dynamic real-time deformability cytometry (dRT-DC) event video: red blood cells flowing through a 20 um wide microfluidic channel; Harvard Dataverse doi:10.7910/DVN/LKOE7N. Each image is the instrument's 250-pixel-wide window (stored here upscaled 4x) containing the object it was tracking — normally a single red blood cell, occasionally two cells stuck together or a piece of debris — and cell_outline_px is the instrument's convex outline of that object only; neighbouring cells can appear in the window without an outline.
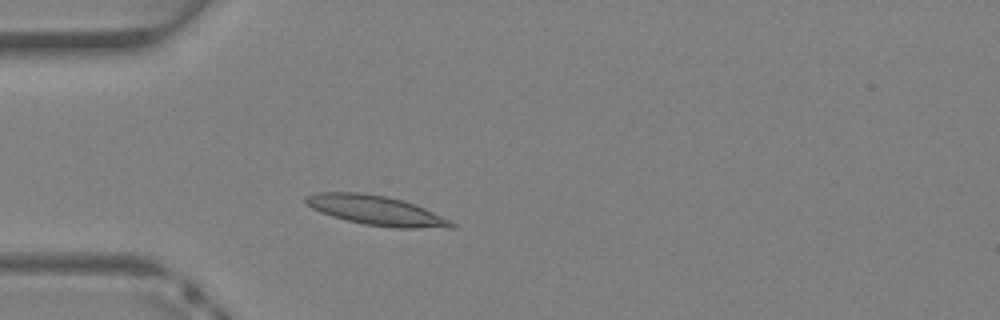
{"species": "Egyptian fruit bat (a non-hibernating species)", "species_latin": "Rousettus aegyptiacus", "temperature_condition": "warm", "stored_images_in_passage": 34, "camera_frame_rate_fps": 3000, "um_per_image_px": 0.085, "animal": {"sex": "female"}, "frame": {"image": 1, "passage_image": 7, "time_ms": 2.0, "image_size_px": [1000, 320], "cell_outline_px": [[456, 224], [452, 228], [396, 228], [364, 224], [332, 216], [320, 212], [304, 204], [304, 196], [316, 192], [360, 192], [388, 196], [404, 200], [416, 204], [452, 220]], "centroid_in_image_um": [31.98, 17.87], "position_along_channel_um": 53.0, "area_um2": 25.43}}
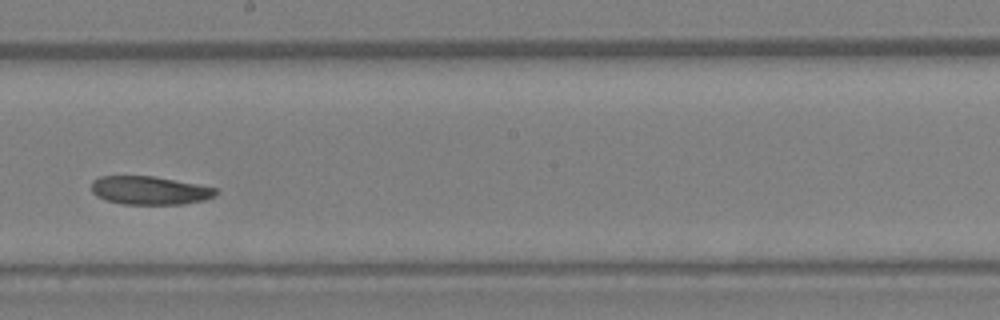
{"frame": {"image": 2, "passage_image": 18, "time_ms": 5.667, "image_size_px": [1000, 320], "cell_outline_px": [[220, 188], [216, 196], [204, 200], [184, 204], [124, 204], [108, 200], [96, 196], [92, 192], [92, 180], [100, 176], [152, 176]], "centroid_in_image_um": [12.76, 16.18], "position_along_channel_um": 235.4, "area_um2": 20.63}}
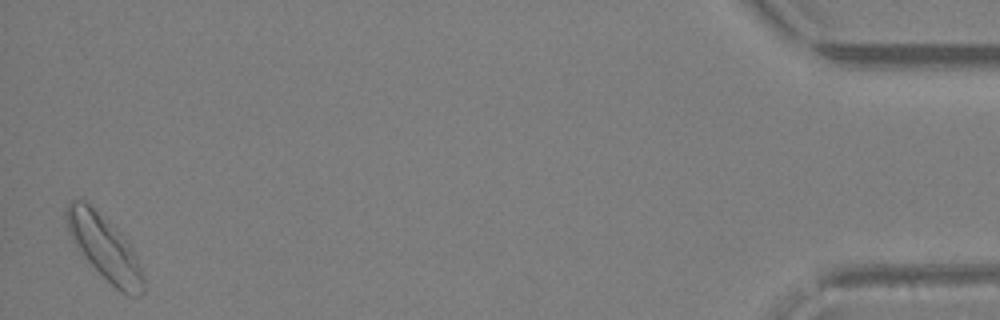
{"frame": {"image": 3, "passage_image": 34, "time_ms": 11.0, "image_size_px": [1000, 320], "cell_outline_px": [[144, 292], [140, 296], [128, 296], [120, 292], [76, 248], [68, 232], [64, 216], [64, 208], [72, 200], [84, 200], [120, 232], [132, 248], [136, 256], [144, 276]], "centroid_in_image_um": [8.87, 21.05], "position_along_channel_um": 426.3, "area_um2": 28.55}}